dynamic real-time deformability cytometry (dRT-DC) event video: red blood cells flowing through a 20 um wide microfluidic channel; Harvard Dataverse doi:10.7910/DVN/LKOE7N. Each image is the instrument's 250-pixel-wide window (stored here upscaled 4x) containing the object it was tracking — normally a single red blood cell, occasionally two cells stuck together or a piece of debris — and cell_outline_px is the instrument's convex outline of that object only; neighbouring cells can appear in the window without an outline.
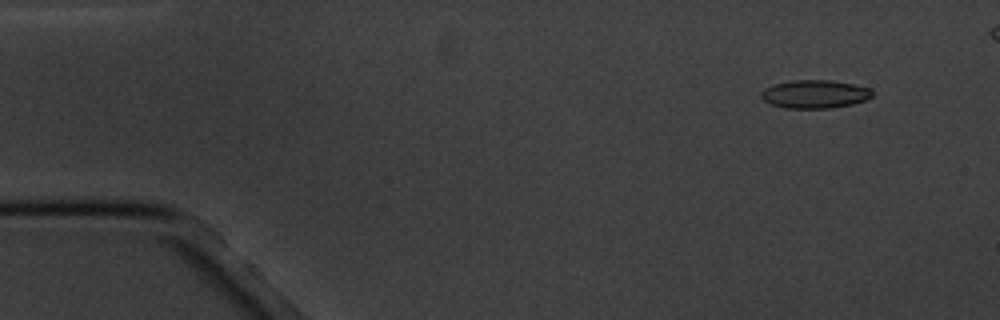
{"species": "common noctule bat (a hibernating species)", "species_latin": "Nyctalus noctula", "temperature_condition": "cold", "stored_images_in_passage": 5, "camera_frame_rate_fps": 3000, "um_per_image_px": 0.085, "animal": {"sex": "male", "body_mass_g": 20.1, "forearm_length_mm": 53.5}, "frame": {"image": 1, "passage_image": 1, "time_ms": 0.0, "image_size_px": [1000, 320], "cell_outline_px": [[872, 96], [864, 100], [852, 104], [828, 108], [784, 108], [772, 104], [764, 100], [760, 96], [760, 92], [764, 88], [776, 84], [792, 80], [832, 80], [856, 84], [868, 88], [872, 92]], "centroid_in_image_um": [69.24, 7.99], "position_along_channel_um": 15.8, "area_um2": 18.21}}
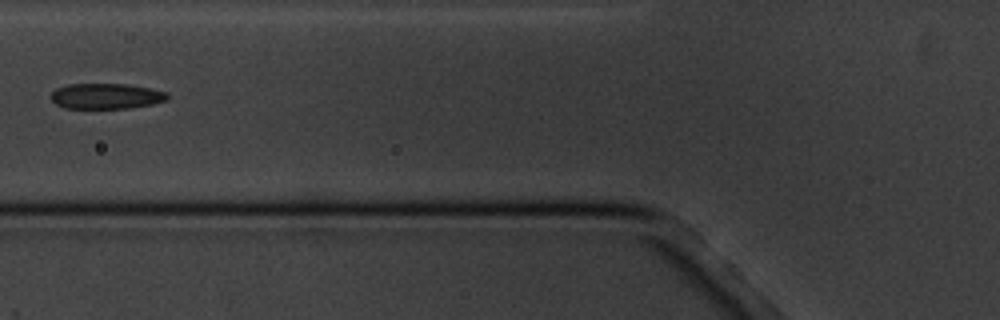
{"frame": {"image": 2, "passage_image": 5, "time_ms": 5.667, "image_size_px": [1000, 320], "cell_outline_px": [[168, 100], [152, 104], [128, 108], [64, 108], [56, 104], [52, 100], [52, 92], [56, 88], [68, 84], [124, 84], [152, 88], [168, 92]], "centroid_in_image_um": [9.05, 8.17], "position_along_channel_um": 116.8, "area_um2": 17.34}}